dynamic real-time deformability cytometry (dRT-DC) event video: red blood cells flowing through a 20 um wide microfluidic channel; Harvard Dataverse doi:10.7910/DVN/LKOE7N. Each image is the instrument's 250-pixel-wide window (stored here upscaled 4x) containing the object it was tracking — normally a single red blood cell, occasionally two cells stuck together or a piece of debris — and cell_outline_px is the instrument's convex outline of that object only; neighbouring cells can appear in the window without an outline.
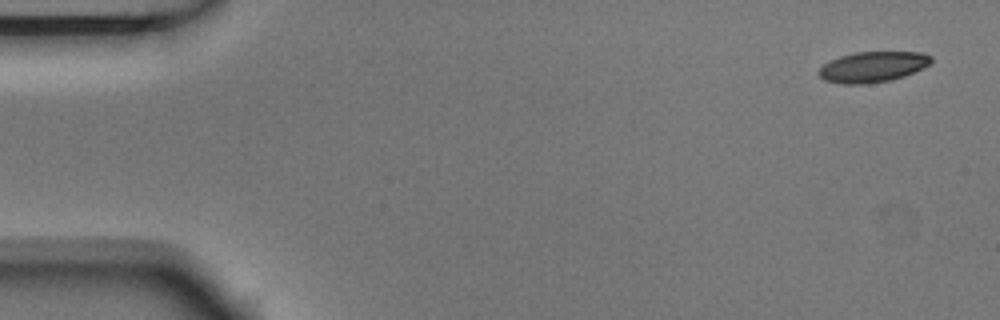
{"species": "Egyptian fruit bat (a non-hibernating species)", "species_latin": "Rousettus aegyptiacus", "temperature_condition": "room temperature", "stored_images_in_passage": 4, "camera_frame_rate_fps": 3000, "um_per_image_px": 0.085, "animal": {"sex": "male"}, "frame": {"image": 1, "passage_image": 1, "time_ms": 0.0, "image_size_px": [1000, 320], "cell_outline_px": [[932, 60], [928, 64], [904, 76], [892, 80], [864, 84], [844, 84], [824, 80], [816, 72], [824, 64], [840, 56], [852, 52], [924, 52], [932, 56]], "centroid_in_image_um": [74.16, 5.68], "position_along_channel_um": 10.8, "area_um2": 19.94}}
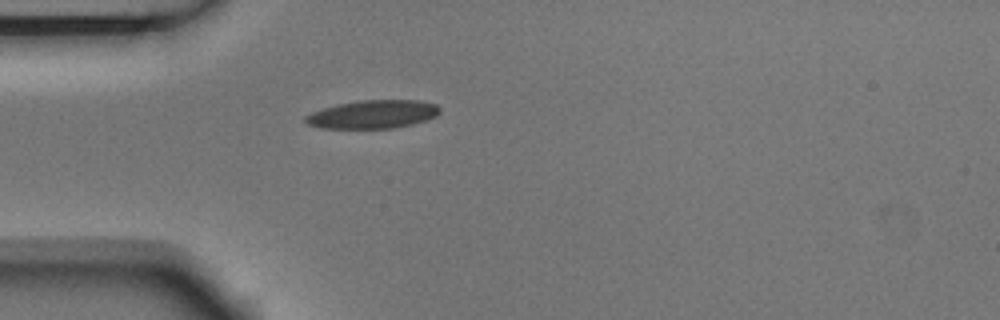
{"frame": {"image": 2, "passage_image": 4, "time_ms": 1.0, "image_size_px": [1000, 320], "cell_outline_px": [[440, 112], [436, 116], [412, 124], [392, 128], [320, 128], [308, 124], [304, 120], [304, 116], [312, 112], [336, 104], [360, 100], [416, 100], [436, 104], [440, 108]], "centroid_in_image_um": [31.67, 9.71], "position_along_channel_um": 53.3, "area_um2": 22.08}}